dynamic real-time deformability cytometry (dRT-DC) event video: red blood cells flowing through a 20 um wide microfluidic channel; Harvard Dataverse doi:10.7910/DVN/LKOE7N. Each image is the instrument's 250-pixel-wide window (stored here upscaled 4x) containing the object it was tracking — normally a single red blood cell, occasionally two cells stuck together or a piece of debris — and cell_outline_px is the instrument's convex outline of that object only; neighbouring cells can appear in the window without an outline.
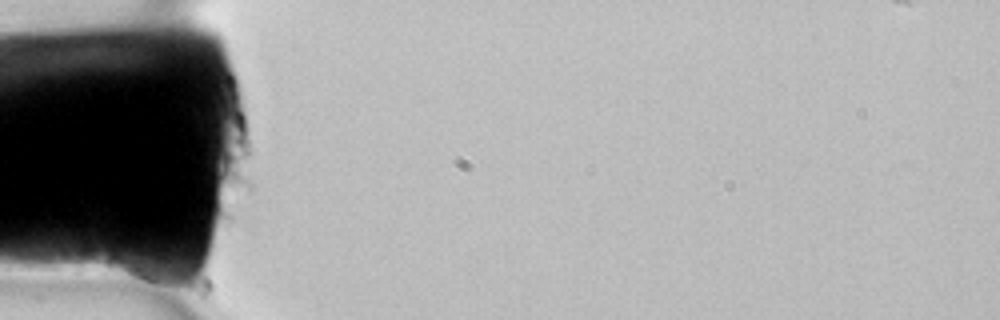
{"species": "common noctule bat (a hibernating species)", "species_latin": "Nyctalus noctula", "temperature_condition": "room temperature", "stored_images_in_passage": 2, "camera_frame_rate_fps": 3000, "um_per_image_px": 0.085, "animal": {"sex": "female", "body_mass_g": 22.7, "forearm_length_mm": 54.2}, "frame": {"image": 1, "passage_image": 1, "time_ms": 0.0, "image_size_px": [1000, 320], "cell_outline_px": [[176, 280], [144, 280], [112, 272], [108, 264], [112, 252], [128, 240], [156, 256]], "centroid_in_image_um": [11.72, 22.4], "position_along_channel_um": 73.3, "area_um2": 11.5}}